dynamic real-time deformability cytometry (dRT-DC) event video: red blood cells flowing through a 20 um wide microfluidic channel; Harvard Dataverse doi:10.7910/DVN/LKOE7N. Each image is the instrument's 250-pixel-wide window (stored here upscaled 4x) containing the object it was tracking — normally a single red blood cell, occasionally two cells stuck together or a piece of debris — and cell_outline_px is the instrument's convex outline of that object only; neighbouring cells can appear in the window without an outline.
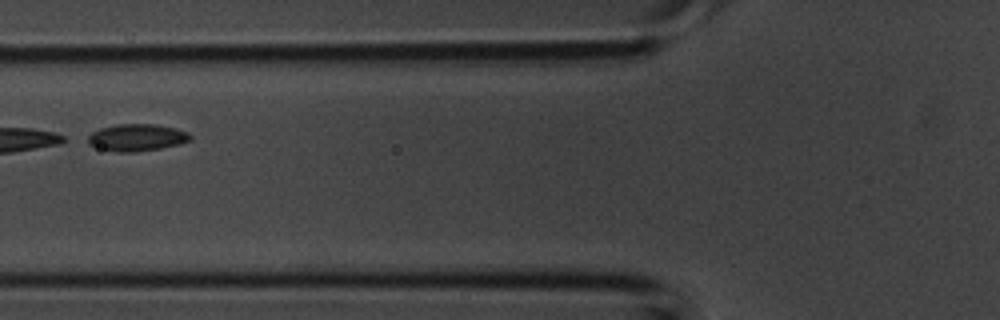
{"species": "common noctule bat (a hibernating species)", "species_latin": "Nyctalus noctula", "temperature_condition": "room temperature", "stored_images_in_passage": 4, "camera_frame_rate_fps": 3000, "um_per_image_px": 0.085, "animal": {"sex": "male", "body_mass_g": 20.1, "forearm_length_mm": 53.5}, "frame": {"image": 1, "passage_image": 4, "time_ms": 1.0, "image_size_px": [1000, 320], "cell_outline_px": [[192, 140], [180, 144], [160, 148], [136, 152], [116, 152], [100, 148], [88, 144], [88, 136], [92, 132], [100, 128], [116, 124], [152, 124], [176, 128], [188, 132], [192, 136]], "centroid_in_image_um": [11.65, 11.69], "position_along_channel_um": 114.1, "area_um2": 16.18}}